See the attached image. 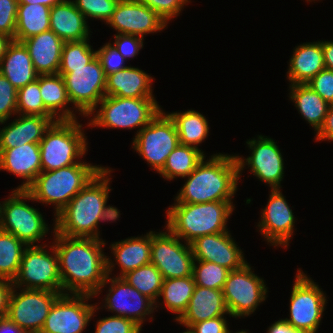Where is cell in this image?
Wrapping results in <instances>:
<instances>
[{
	"instance_id": "cell-1",
	"label": "cell",
	"mask_w": 333,
	"mask_h": 333,
	"mask_svg": "<svg viewBox=\"0 0 333 333\" xmlns=\"http://www.w3.org/2000/svg\"><path fill=\"white\" fill-rule=\"evenodd\" d=\"M54 233L62 293L95 295L107 277L106 241Z\"/></svg>"
},
{
	"instance_id": "cell-2",
	"label": "cell",
	"mask_w": 333,
	"mask_h": 333,
	"mask_svg": "<svg viewBox=\"0 0 333 333\" xmlns=\"http://www.w3.org/2000/svg\"><path fill=\"white\" fill-rule=\"evenodd\" d=\"M104 167L69 203L57 214L53 229L67 237L102 239L99 225L103 208L112 190L110 173ZM110 176V178H109Z\"/></svg>"
},
{
	"instance_id": "cell-3",
	"label": "cell",
	"mask_w": 333,
	"mask_h": 333,
	"mask_svg": "<svg viewBox=\"0 0 333 333\" xmlns=\"http://www.w3.org/2000/svg\"><path fill=\"white\" fill-rule=\"evenodd\" d=\"M204 157L186 177V182L174 198L175 203L200 204L232 201L237 191L239 168L235 155L215 153Z\"/></svg>"
},
{
	"instance_id": "cell-4",
	"label": "cell",
	"mask_w": 333,
	"mask_h": 333,
	"mask_svg": "<svg viewBox=\"0 0 333 333\" xmlns=\"http://www.w3.org/2000/svg\"><path fill=\"white\" fill-rule=\"evenodd\" d=\"M234 207L233 201L174 203L166 211L165 227L190 244L200 236L228 231L227 222Z\"/></svg>"
},
{
	"instance_id": "cell-5",
	"label": "cell",
	"mask_w": 333,
	"mask_h": 333,
	"mask_svg": "<svg viewBox=\"0 0 333 333\" xmlns=\"http://www.w3.org/2000/svg\"><path fill=\"white\" fill-rule=\"evenodd\" d=\"M104 167L81 161L68 167L41 171L26 189L31 201L55 206L54 216L69 203Z\"/></svg>"
},
{
	"instance_id": "cell-6",
	"label": "cell",
	"mask_w": 333,
	"mask_h": 333,
	"mask_svg": "<svg viewBox=\"0 0 333 333\" xmlns=\"http://www.w3.org/2000/svg\"><path fill=\"white\" fill-rule=\"evenodd\" d=\"M82 125L77 119L58 120L50 125L39 142L42 171L68 167L82 160L88 151Z\"/></svg>"
},
{
	"instance_id": "cell-7",
	"label": "cell",
	"mask_w": 333,
	"mask_h": 333,
	"mask_svg": "<svg viewBox=\"0 0 333 333\" xmlns=\"http://www.w3.org/2000/svg\"><path fill=\"white\" fill-rule=\"evenodd\" d=\"M98 105L88 116L93 114L87 126L127 130L136 127L139 128L136 134L162 110L155 98L105 96Z\"/></svg>"
},
{
	"instance_id": "cell-8",
	"label": "cell",
	"mask_w": 333,
	"mask_h": 333,
	"mask_svg": "<svg viewBox=\"0 0 333 333\" xmlns=\"http://www.w3.org/2000/svg\"><path fill=\"white\" fill-rule=\"evenodd\" d=\"M27 200H32L27 190L14 189L8 199L1 202L0 230L33 246L46 237L50 227L39 209L26 204Z\"/></svg>"
},
{
	"instance_id": "cell-9",
	"label": "cell",
	"mask_w": 333,
	"mask_h": 333,
	"mask_svg": "<svg viewBox=\"0 0 333 333\" xmlns=\"http://www.w3.org/2000/svg\"><path fill=\"white\" fill-rule=\"evenodd\" d=\"M27 246L19 271L12 282L16 288L62 292L58 256L52 245ZM46 248V249H45ZM51 248V249H50ZM51 253V254H50Z\"/></svg>"
},
{
	"instance_id": "cell-10",
	"label": "cell",
	"mask_w": 333,
	"mask_h": 333,
	"mask_svg": "<svg viewBox=\"0 0 333 333\" xmlns=\"http://www.w3.org/2000/svg\"><path fill=\"white\" fill-rule=\"evenodd\" d=\"M326 303V293L299 268L290 295V316L284 320L297 330L317 333Z\"/></svg>"
},
{
	"instance_id": "cell-11",
	"label": "cell",
	"mask_w": 333,
	"mask_h": 333,
	"mask_svg": "<svg viewBox=\"0 0 333 333\" xmlns=\"http://www.w3.org/2000/svg\"><path fill=\"white\" fill-rule=\"evenodd\" d=\"M162 109L158 115L133 138L132 148L154 171L159 173L169 154L179 144L174 121Z\"/></svg>"
},
{
	"instance_id": "cell-12",
	"label": "cell",
	"mask_w": 333,
	"mask_h": 333,
	"mask_svg": "<svg viewBox=\"0 0 333 333\" xmlns=\"http://www.w3.org/2000/svg\"><path fill=\"white\" fill-rule=\"evenodd\" d=\"M19 289L13 286L10 291L6 318L25 333H40L55 300L63 293Z\"/></svg>"
},
{
	"instance_id": "cell-13",
	"label": "cell",
	"mask_w": 333,
	"mask_h": 333,
	"mask_svg": "<svg viewBox=\"0 0 333 333\" xmlns=\"http://www.w3.org/2000/svg\"><path fill=\"white\" fill-rule=\"evenodd\" d=\"M252 270L246 263L242 268L230 271L225 281L222 291L230 317L253 314L268 296L266 282Z\"/></svg>"
},
{
	"instance_id": "cell-14",
	"label": "cell",
	"mask_w": 333,
	"mask_h": 333,
	"mask_svg": "<svg viewBox=\"0 0 333 333\" xmlns=\"http://www.w3.org/2000/svg\"><path fill=\"white\" fill-rule=\"evenodd\" d=\"M63 78L73 109L88 118L106 96V76L99 59L95 57L83 67L71 68Z\"/></svg>"
},
{
	"instance_id": "cell-15",
	"label": "cell",
	"mask_w": 333,
	"mask_h": 333,
	"mask_svg": "<svg viewBox=\"0 0 333 333\" xmlns=\"http://www.w3.org/2000/svg\"><path fill=\"white\" fill-rule=\"evenodd\" d=\"M89 294L63 293L54 302L40 333H82L96 310L103 309L89 304Z\"/></svg>"
},
{
	"instance_id": "cell-16",
	"label": "cell",
	"mask_w": 333,
	"mask_h": 333,
	"mask_svg": "<svg viewBox=\"0 0 333 333\" xmlns=\"http://www.w3.org/2000/svg\"><path fill=\"white\" fill-rule=\"evenodd\" d=\"M151 231V264L161 272L163 279L192 276L194 257L189 243L173 234ZM181 241V242H180Z\"/></svg>"
},
{
	"instance_id": "cell-17",
	"label": "cell",
	"mask_w": 333,
	"mask_h": 333,
	"mask_svg": "<svg viewBox=\"0 0 333 333\" xmlns=\"http://www.w3.org/2000/svg\"><path fill=\"white\" fill-rule=\"evenodd\" d=\"M274 139L258 135V137L246 141L251 155L244 159L239 155H235L238 168L239 179L242 175L244 167H250V172L257 179L265 182L271 189H281V181L284 178V159ZM246 165V166H245Z\"/></svg>"
},
{
	"instance_id": "cell-18",
	"label": "cell",
	"mask_w": 333,
	"mask_h": 333,
	"mask_svg": "<svg viewBox=\"0 0 333 333\" xmlns=\"http://www.w3.org/2000/svg\"><path fill=\"white\" fill-rule=\"evenodd\" d=\"M107 283L110 284V287L103 299L105 309L112 313L115 312L116 316L128 318L141 327L147 319L146 316L153 318V315L151 317L150 314H153L156 309L155 302L132 287L123 277L115 275L111 278L110 275H107L104 284L94 296L102 293V289L107 286Z\"/></svg>"
},
{
	"instance_id": "cell-19",
	"label": "cell",
	"mask_w": 333,
	"mask_h": 333,
	"mask_svg": "<svg viewBox=\"0 0 333 333\" xmlns=\"http://www.w3.org/2000/svg\"><path fill=\"white\" fill-rule=\"evenodd\" d=\"M106 24L117 34L136 35L142 38L150 33L161 32L168 25L154 10L138 0H119Z\"/></svg>"
},
{
	"instance_id": "cell-20",
	"label": "cell",
	"mask_w": 333,
	"mask_h": 333,
	"mask_svg": "<svg viewBox=\"0 0 333 333\" xmlns=\"http://www.w3.org/2000/svg\"><path fill=\"white\" fill-rule=\"evenodd\" d=\"M266 207L256 227L267 243L274 247H287L294 234V213L280 189H270Z\"/></svg>"
},
{
	"instance_id": "cell-21",
	"label": "cell",
	"mask_w": 333,
	"mask_h": 333,
	"mask_svg": "<svg viewBox=\"0 0 333 333\" xmlns=\"http://www.w3.org/2000/svg\"><path fill=\"white\" fill-rule=\"evenodd\" d=\"M190 245L194 260L213 262L230 271L240 269L248 263L229 230L200 236Z\"/></svg>"
},
{
	"instance_id": "cell-22",
	"label": "cell",
	"mask_w": 333,
	"mask_h": 333,
	"mask_svg": "<svg viewBox=\"0 0 333 333\" xmlns=\"http://www.w3.org/2000/svg\"><path fill=\"white\" fill-rule=\"evenodd\" d=\"M23 179L16 189L26 190L42 171L39 143H27L14 148H0V171Z\"/></svg>"
},
{
	"instance_id": "cell-23",
	"label": "cell",
	"mask_w": 333,
	"mask_h": 333,
	"mask_svg": "<svg viewBox=\"0 0 333 333\" xmlns=\"http://www.w3.org/2000/svg\"><path fill=\"white\" fill-rule=\"evenodd\" d=\"M110 248L116 263L107 256V275H112L114 265H118L121 271L117 277H123L128 272L151 263V231L144 236L142 234L114 242Z\"/></svg>"
},
{
	"instance_id": "cell-24",
	"label": "cell",
	"mask_w": 333,
	"mask_h": 333,
	"mask_svg": "<svg viewBox=\"0 0 333 333\" xmlns=\"http://www.w3.org/2000/svg\"><path fill=\"white\" fill-rule=\"evenodd\" d=\"M228 315L222 290L195 286L194 292L183 315L176 320L189 329L194 323Z\"/></svg>"
},
{
	"instance_id": "cell-25",
	"label": "cell",
	"mask_w": 333,
	"mask_h": 333,
	"mask_svg": "<svg viewBox=\"0 0 333 333\" xmlns=\"http://www.w3.org/2000/svg\"><path fill=\"white\" fill-rule=\"evenodd\" d=\"M39 75L58 74L64 41L48 30L22 41Z\"/></svg>"
},
{
	"instance_id": "cell-26",
	"label": "cell",
	"mask_w": 333,
	"mask_h": 333,
	"mask_svg": "<svg viewBox=\"0 0 333 333\" xmlns=\"http://www.w3.org/2000/svg\"><path fill=\"white\" fill-rule=\"evenodd\" d=\"M89 27L72 0H63L50 9V30L64 42L89 39Z\"/></svg>"
},
{
	"instance_id": "cell-27",
	"label": "cell",
	"mask_w": 333,
	"mask_h": 333,
	"mask_svg": "<svg viewBox=\"0 0 333 333\" xmlns=\"http://www.w3.org/2000/svg\"><path fill=\"white\" fill-rule=\"evenodd\" d=\"M154 78L138 67L127 66L106 76V96L123 98H155L152 89Z\"/></svg>"
},
{
	"instance_id": "cell-28",
	"label": "cell",
	"mask_w": 333,
	"mask_h": 333,
	"mask_svg": "<svg viewBox=\"0 0 333 333\" xmlns=\"http://www.w3.org/2000/svg\"><path fill=\"white\" fill-rule=\"evenodd\" d=\"M0 129V148L39 143L53 121L48 117L21 115Z\"/></svg>"
},
{
	"instance_id": "cell-29",
	"label": "cell",
	"mask_w": 333,
	"mask_h": 333,
	"mask_svg": "<svg viewBox=\"0 0 333 333\" xmlns=\"http://www.w3.org/2000/svg\"><path fill=\"white\" fill-rule=\"evenodd\" d=\"M288 64L286 76L290 85L307 84L325 69L322 41L306 42L295 47Z\"/></svg>"
},
{
	"instance_id": "cell-30",
	"label": "cell",
	"mask_w": 333,
	"mask_h": 333,
	"mask_svg": "<svg viewBox=\"0 0 333 333\" xmlns=\"http://www.w3.org/2000/svg\"><path fill=\"white\" fill-rule=\"evenodd\" d=\"M0 73L19 89L38 79L29 51L23 42L12 40L0 62Z\"/></svg>"
},
{
	"instance_id": "cell-31",
	"label": "cell",
	"mask_w": 333,
	"mask_h": 333,
	"mask_svg": "<svg viewBox=\"0 0 333 333\" xmlns=\"http://www.w3.org/2000/svg\"><path fill=\"white\" fill-rule=\"evenodd\" d=\"M40 94L45 108L57 120L77 119V111L74 113V110L69 108L70 101L63 76L60 74L40 75Z\"/></svg>"
},
{
	"instance_id": "cell-32",
	"label": "cell",
	"mask_w": 333,
	"mask_h": 333,
	"mask_svg": "<svg viewBox=\"0 0 333 333\" xmlns=\"http://www.w3.org/2000/svg\"><path fill=\"white\" fill-rule=\"evenodd\" d=\"M289 88V99L317 133L324 123L330 105L308 84H292Z\"/></svg>"
},
{
	"instance_id": "cell-33",
	"label": "cell",
	"mask_w": 333,
	"mask_h": 333,
	"mask_svg": "<svg viewBox=\"0 0 333 333\" xmlns=\"http://www.w3.org/2000/svg\"><path fill=\"white\" fill-rule=\"evenodd\" d=\"M174 121L179 144L200 149V145L209 134V123L206 117L198 111L188 109L185 112L167 113Z\"/></svg>"
},
{
	"instance_id": "cell-34",
	"label": "cell",
	"mask_w": 333,
	"mask_h": 333,
	"mask_svg": "<svg viewBox=\"0 0 333 333\" xmlns=\"http://www.w3.org/2000/svg\"><path fill=\"white\" fill-rule=\"evenodd\" d=\"M50 9L41 4H18L14 40H23L50 30Z\"/></svg>"
},
{
	"instance_id": "cell-35",
	"label": "cell",
	"mask_w": 333,
	"mask_h": 333,
	"mask_svg": "<svg viewBox=\"0 0 333 333\" xmlns=\"http://www.w3.org/2000/svg\"><path fill=\"white\" fill-rule=\"evenodd\" d=\"M195 286L193 276L163 280L159 299L162 297V303L167 310L178 314L175 320L179 319L186 311Z\"/></svg>"
},
{
	"instance_id": "cell-36",
	"label": "cell",
	"mask_w": 333,
	"mask_h": 333,
	"mask_svg": "<svg viewBox=\"0 0 333 333\" xmlns=\"http://www.w3.org/2000/svg\"><path fill=\"white\" fill-rule=\"evenodd\" d=\"M205 157L204 151L178 144L169 154L163 169L158 173L166 180L187 177Z\"/></svg>"
},
{
	"instance_id": "cell-37",
	"label": "cell",
	"mask_w": 333,
	"mask_h": 333,
	"mask_svg": "<svg viewBox=\"0 0 333 333\" xmlns=\"http://www.w3.org/2000/svg\"><path fill=\"white\" fill-rule=\"evenodd\" d=\"M26 248L13 234L0 230V279L13 282Z\"/></svg>"
},
{
	"instance_id": "cell-38",
	"label": "cell",
	"mask_w": 333,
	"mask_h": 333,
	"mask_svg": "<svg viewBox=\"0 0 333 333\" xmlns=\"http://www.w3.org/2000/svg\"><path fill=\"white\" fill-rule=\"evenodd\" d=\"M132 287L155 302V308L160 307L158 300L163 285V276L153 264L141 266L123 276Z\"/></svg>"
},
{
	"instance_id": "cell-39",
	"label": "cell",
	"mask_w": 333,
	"mask_h": 333,
	"mask_svg": "<svg viewBox=\"0 0 333 333\" xmlns=\"http://www.w3.org/2000/svg\"><path fill=\"white\" fill-rule=\"evenodd\" d=\"M89 40L64 42L58 74L64 76L71 72V68L83 67L96 57V50H93Z\"/></svg>"
},
{
	"instance_id": "cell-40",
	"label": "cell",
	"mask_w": 333,
	"mask_h": 333,
	"mask_svg": "<svg viewBox=\"0 0 333 333\" xmlns=\"http://www.w3.org/2000/svg\"><path fill=\"white\" fill-rule=\"evenodd\" d=\"M17 114L48 117L58 121L46 108L40 94V75L34 82L18 89Z\"/></svg>"
},
{
	"instance_id": "cell-41",
	"label": "cell",
	"mask_w": 333,
	"mask_h": 333,
	"mask_svg": "<svg viewBox=\"0 0 333 333\" xmlns=\"http://www.w3.org/2000/svg\"><path fill=\"white\" fill-rule=\"evenodd\" d=\"M230 270L216 263L194 260L192 276L197 286L222 290Z\"/></svg>"
},
{
	"instance_id": "cell-42",
	"label": "cell",
	"mask_w": 333,
	"mask_h": 333,
	"mask_svg": "<svg viewBox=\"0 0 333 333\" xmlns=\"http://www.w3.org/2000/svg\"><path fill=\"white\" fill-rule=\"evenodd\" d=\"M76 8L88 18L107 23L115 11L119 0H72Z\"/></svg>"
},
{
	"instance_id": "cell-43",
	"label": "cell",
	"mask_w": 333,
	"mask_h": 333,
	"mask_svg": "<svg viewBox=\"0 0 333 333\" xmlns=\"http://www.w3.org/2000/svg\"><path fill=\"white\" fill-rule=\"evenodd\" d=\"M17 93L11 82L0 73V124L5 123L12 117L17 115Z\"/></svg>"
},
{
	"instance_id": "cell-44",
	"label": "cell",
	"mask_w": 333,
	"mask_h": 333,
	"mask_svg": "<svg viewBox=\"0 0 333 333\" xmlns=\"http://www.w3.org/2000/svg\"><path fill=\"white\" fill-rule=\"evenodd\" d=\"M94 333H140L142 327L121 316L111 315L97 320Z\"/></svg>"
},
{
	"instance_id": "cell-45",
	"label": "cell",
	"mask_w": 333,
	"mask_h": 333,
	"mask_svg": "<svg viewBox=\"0 0 333 333\" xmlns=\"http://www.w3.org/2000/svg\"><path fill=\"white\" fill-rule=\"evenodd\" d=\"M96 57L100 61L105 76L121 71L127 67L124 65L126 61L125 58L110 42H107L100 47L99 50H96Z\"/></svg>"
},
{
	"instance_id": "cell-46",
	"label": "cell",
	"mask_w": 333,
	"mask_h": 333,
	"mask_svg": "<svg viewBox=\"0 0 333 333\" xmlns=\"http://www.w3.org/2000/svg\"><path fill=\"white\" fill-rule=\"evenodd\" d=\"M139 2L147 5L150 9L154 10L166 23L169 20L176 18L180 15L184 5H188L190 0H138Z\"/></svg>"
},
{
	"instance_id": "cell-47",
	"label": "cell",
	"mask_w": 333,
	"mask_h": 333,
	"mask_svg": "<svg viewBox=\"0 0 333 333\" xmlns=\"http://www.w3.org/2000/svg\"><path fill=\"white\" fill-rule=\"evenodd\" d=\"M18 0H0V33L15 38Z\"/></svg>"
},
{
	"instance_id": "cell-48",
	"label": "cell",
	"mask_w": 333,
	"mask_h": 333,
	"mask_svg": "<svg viewBox=\"0 0 333 333\" xmlns=\"http://www.w3.org/2000/svg\"><path fill=\"white\" fill-rule=\"evenodd\" d=\"M307 84L329 105H333V70H321Z\"/></svg>"
},
{
	"instance_id": "cell-49",
	"label": "cell",
	"mask_w": 333,
	"mask_h": 333,
	"mask_svg": "<svg viewBox=\"0 0 333 333\" xmlns=\"http://www.w3.org/2000/svg\"><path fill=\"white\" fill-rule=\"evenodd\" d=\"M113 46L121 53L127 61L129 58H135L143 48L144 38L129 34H115Z\"/></svg>"
},
{
	"instance_id": "cell-50",
	"label": "cell",
	"mask_w": 333,
	"mask_h": 333,
	"mask_svg": "<svg viewBox=\"0 0 333 333\" xmlns=\"http://www.w3.org/2000/svg\"><path fill=\"white\" fill-rule=\"evenodd\" d=\"M226 319L227 318L224 315L200 321L198 323H194L188 330H190L191 333H229V324Z\"/></svg>"
},
{
	"instance_id": "cell-51",
	"label": "cell",
	"mask_w": 333,
	"mask_h": 333,
	"mask_svg": "<svg viewBox=\"0 0 333 333\" xmlns=\"http://www.w3.org/2000/svg\"><path fill=\"white\" fill-rule=\"evenodd\" d=\"M314 134L316 141H333V105L329 106L322 127Z\"/></svg>"
},
{
	"instance_id": "cell-52",
	"label": "cell",
	"mask_w": 333,
	"mask_h": 333,
	"mask_svg": "<svg viewBox=\"0 0 333 333\" xmlns=\"http://www.w3.org/2000/svg\"><path fill=\"white\" fill-rule=\"evenodd\" d=\"M12 282L0 279V319L6 318Z\"/></svg>"
},
{
	"instance_id": "cell-53",
	"label": "cell",
	"mask_w": 333,
	"mask_h": 333,
	"mask_svg": "<svg viewBox=\"0 0 333 333\" xmlns=\"http://www.w3.org/2000/svg\"><path fill=\"white\" fill-rule=\"evenodd\" d=\"M267 333H306L291 327L284 319H279L269 326Z\"/></svg>"
},
{
	"instance_id": "cell-54",
	"label": "cell",
	"mask_w": 333,
	"mask_h": 333,
	"mask_svg": "<svg viewBox=\"0 0 333 333\" xmlns=\"http://www.w3.org/2000/svg\"><path fill=\"white\" fill-rule=\"evenodd\" d=\"M325 69L333 70V41L322 40Z\"/></svg>"
},
{
	"instance_id": "cell-55",
	"label": "cell",
	"mask_w": 333,
	"mask_h": 333,
	"mask_svg": "<svg viewBox=\"0 0 333 333\" xmlns=\"http://www.w3.org/2000/svg\"><path fill=\"white\" fill-rule=\"evenodd\" d=\"M120 217V211L117 209V207L114 206H107V203L105 204L103 208V212L101 214L100 222H106V221H115L118 220Z\"/></svg>"
},
{
	"instance_id": "cell-56",
	"label": "cell",
	"mask_w": 333,
	"mask_h": 333,
	"mask_svg": "<svg viewBox=\"0 0 333 333\" xmlns=\"http://www.w3.org/2000/svg\"><path fill=\"white\" fill-rule=\"evenodd\" d=\"M0 333H25L16 324L9 321L7 318L0 319Z\"/></svg>"
},
{
	"instance_id": "cell-57",
	"label": "cell",
	"mask_w": 333,
	"mask_h": 333,
	"mask_svg": "<svg viewBox=\"0 0 333 333\" xmlns=\"http://www.w3.org/2000/svg\"><path fill=\"white\" fill-rule=\"evenodd\" d=\"M63 0H18V3L24 4H41L52 8L54 5L61 3Z\"/></svg>"
},
{
	"instance_id": "cell-58",
	"label": "cell",
	"mask_w": 333,
	"mask_h": 333,
	"mask_svg": "<svg viewBox=\"0 0 333 333\" xmlns=\"http://www.w3.org/2000/svg\"><path fill=\"white\" fill-rule=\"evenodd\" d=\"M12 41V39L10 37H8L5 34L0 33V62L3 58V56L5 55L7 46L9 45V43Z\"/></svg>"
},
{
	"instance_id": "cell-59",
	"label": "cell",
	"mask_w": 333,
	"mask_h": 333,
	"mask_svg": "<svg viewBox=\"0 0 333 333\" xmlns=\"http://www.w3.org/2000/svg\"><path fill=\"white\" fill-rule=\"evenodd\" d=\"M229 333H232L231 330H230ZM235 333H249V332H247L246 330H242V329H241L240 331H238V332L236 331Z\"/></svg>"
},
{
	"instance_id": "cell-60",
	"label": "cell",
	"mask_w": 333,
	"mask_h": 333,
	"mask_svg": "<svg viewBox=\"0 0 333 333\" xmlns=\"http://www.w3.org/2000/svg\"><path fill=\"white\" fill-rule=\"evenodd\" d=\"M182 333H191V331L190 330H188V329H186L184 332H182Z\"/></svg>"
},
{
	"instance_id": "cell-61",
	"label": "cell",
	"mask_w": 333,
	"mask_h": 333,
	"mask_svg": "<svg viewBox=\"0 0 333 333\" xmlns=\"http://www.w3.org/2000/svg\"><path fill=\"white\" fill-rule=\"evenodd\" d=\"M1 205H2V204L0 203V218H1Z\"/></svg>"
}]
</instances>
